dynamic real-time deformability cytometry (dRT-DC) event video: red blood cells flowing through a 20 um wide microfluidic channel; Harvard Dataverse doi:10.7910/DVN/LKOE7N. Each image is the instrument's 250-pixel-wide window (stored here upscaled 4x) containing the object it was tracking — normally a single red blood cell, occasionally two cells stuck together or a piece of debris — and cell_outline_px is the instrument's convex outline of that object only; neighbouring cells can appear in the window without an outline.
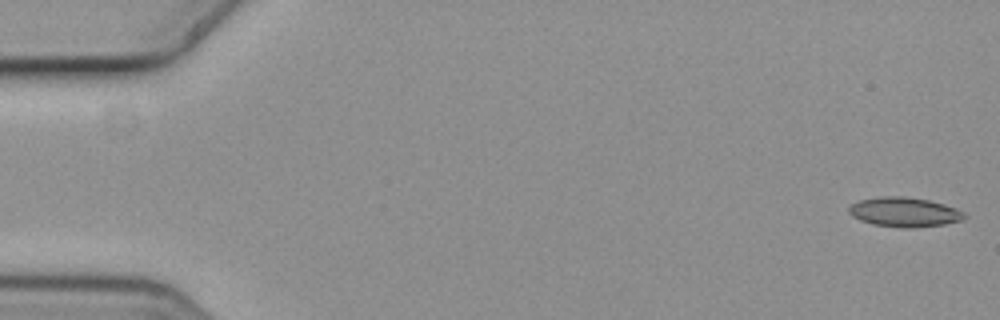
{"species": "common noctule bat (a hibernating species)", "species_latin": "Nyctalus noctula", "temperature_condition": "cold", "stored_images_in_passage": 5, "camera_frame_rate_fps": 3000, "um_per_image_px": 0.085, "animal": {"sex": "female", "body_mass_g": 19.3, "forearm_length_mm": 54.1}, "frame": {"image": 1, "passage_image": 1, "time_ms": 0.0, "image_size_px": [1000, 320], "cell_outline_px": [[968, 216], [960, 220], [944, 224], [916, 228], [900, 228], [872, 224], [860, 220], [852, 216], [848, 212], [848, 208], [852, 204], [860, 200], [880, 196], [904, 196], [928, 200], [944, 204], [956, 208], [964, 212]], "centroid_in_image_um": [76.86, 18.03], "position_along_channel_um": 8.1, "area_um2": 20.0}}
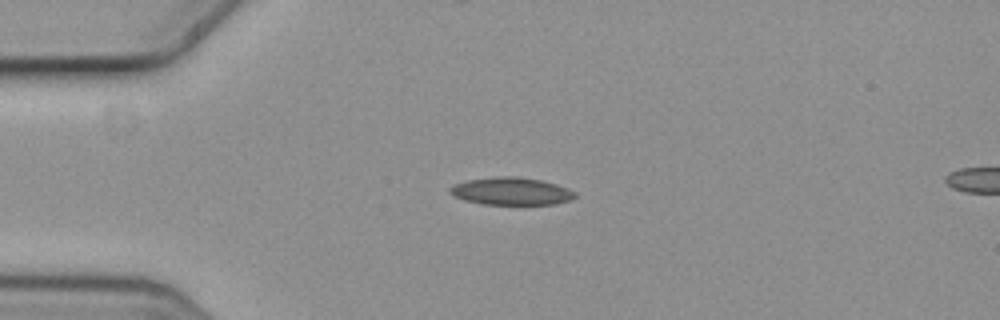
{"frame": {"image": 2, "passage_image": 4, "time_ms": 1.0, "image_size_px": [1000, 320], "cell_outline_px": [[576, 196], [572, 200], [556, 204], [484, 204], [464, 200], [452, 196], [448, 192], [448, 188], [456, 184], [468, 180], [496, 176], [516, 176], [540, 180], [556, 184], [568, 188], [576, 192]], "centroid_in_image_um": [43.46, 16.25], "position_along_channel_um": 41.5, "area_um2": 20.17}}